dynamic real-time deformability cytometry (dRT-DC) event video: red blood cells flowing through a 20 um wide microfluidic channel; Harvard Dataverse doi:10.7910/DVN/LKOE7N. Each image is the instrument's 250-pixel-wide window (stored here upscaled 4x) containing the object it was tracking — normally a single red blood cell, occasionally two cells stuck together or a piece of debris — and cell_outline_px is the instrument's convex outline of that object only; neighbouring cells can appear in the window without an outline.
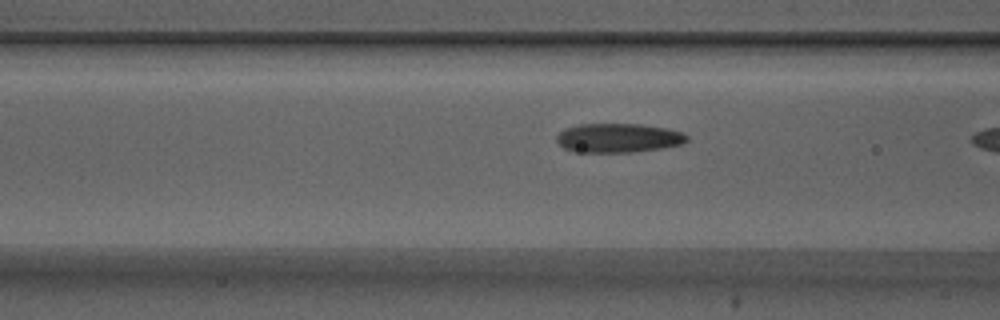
{"species": "Egyptian fruit bat (a non-hibernating species)", "species_latin": "Rousettus aegyptiacus", "temperature_condition": "warm", "stored_images_in_passage": 6, "camera_frame_rate_fps": 3000, "um_per_image_px": 0.085, "animal": {"sex": "male"}, "frame": {"image": 1, "passage_image": 5, "time_ms": 1.333, "image_size_px": [1000, 320], "cell_outline_px": [[688, 140], [680, 144], [664, 148], [632, 152], [576, 152], [564, 148], [556, 140], [556, 136], [564, 128], [580, 124], [640, 124], [668, 128], [684, 132], [688, 136]], "centroid_in_image_um": [52.57, 11.72], "position_along_channel_um": 114.0, "area_um2": 22.25}}